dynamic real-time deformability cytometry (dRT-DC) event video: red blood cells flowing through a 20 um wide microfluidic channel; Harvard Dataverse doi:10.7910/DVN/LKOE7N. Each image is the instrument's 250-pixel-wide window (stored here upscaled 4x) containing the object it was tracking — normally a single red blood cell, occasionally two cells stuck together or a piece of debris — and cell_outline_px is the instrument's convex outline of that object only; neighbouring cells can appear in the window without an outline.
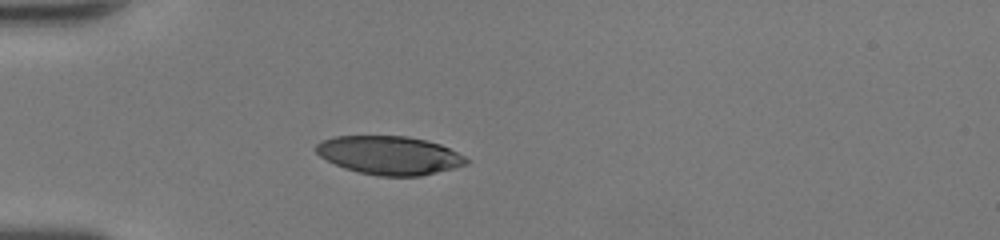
{"species": "human", "species_latin": "Homo sapiens", "temperature_condition": "room temperature", "stored_images_in_passage": 6, "camera_frame_rate_fps": 3000, "um_per_image_px": 0.085, "donor": {"sex": "female"}, "frame": {"image": 1, "passage_image": 1, "time_ms": 0.0, "image_size_px": [1000, 240], "cell_outline_px": [[468, 164], [420, 176], [380, 176], [360, 172], [344, 168], [320, 156], [316, 152], [316, 144], [320, 140], [332, 136], [408, 136], [440, 144], [464, 156], [468, 160]], "centroid_in_image_um": [33.07, 13.19], "position_along_channel_um": 51.9, "area_um2": 33.47}}
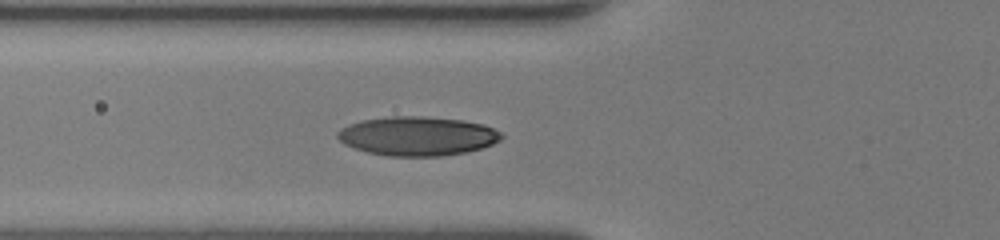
{"frame": {"image": 2, "passage_image": 5, "time_ms": 1.333, "image_size_px": [1000, 240], "cell_outline_px": [[504, 136], [500, 140], [492, 144], [468, 152], [440, 156], [388, 156], [368, 152], [344, 144], [336, 136], [336, 132], [340, 128], [348, 124], [360, 120], [392, 116], [420, 116], [464, 120], [484, 124], [500, 132]], "centroid_in_image_um": [35.47, 11.56], "position_along_channel_um": 90.3, "area_um2": 37.45}}